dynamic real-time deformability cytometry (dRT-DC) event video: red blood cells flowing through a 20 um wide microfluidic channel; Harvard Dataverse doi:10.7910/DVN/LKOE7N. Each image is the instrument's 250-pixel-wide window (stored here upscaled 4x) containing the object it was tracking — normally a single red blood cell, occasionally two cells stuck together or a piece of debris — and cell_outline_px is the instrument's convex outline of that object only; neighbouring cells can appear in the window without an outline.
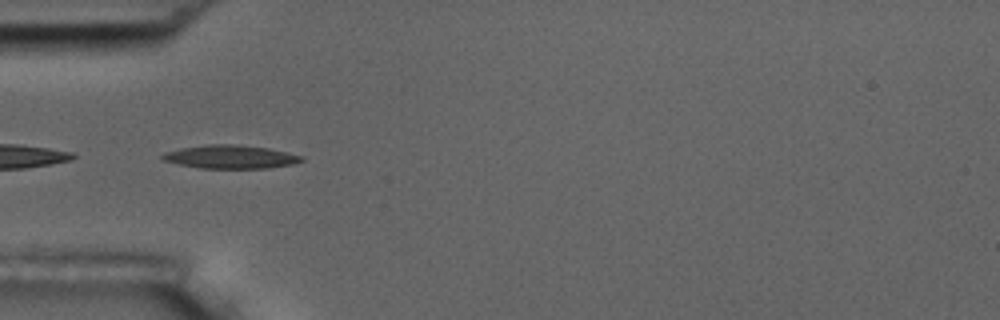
{"species": "common noctule bat (a hibernating species)", "species_latin": "Nyctalus noctula", "temperature_condition": "room temperature", "stored_images_in_passage": 39, "camera_frame_rate_fps": 3000, "um_per_image_px": 0.085, "animal": {"sex": "male", "body_mass_g": 17.5, "forearm_length_mm": 52.3}, "frame": {"image": 1, "passage_image": 1, "time_ms": 0.0, "image_size_px": [1000, 320], "cell_outline_px": [[304, 160], [292, 164], [268, 168], [200, 168], [160, 160], [160, 156], [164, 152], [180, 148], [208, 144], [232, 144], [268, 148], [304, 156]], "centroid_in_image_um": [19.56, 13.33], "position_along_channel_um": 65.4, "area_um2": 18.96}, "authors_computed_cell_mechanics": {"area_um2": 17.7446, "velocity_mm_per_s": 3.652, "shape_relaxation_time_tau1_ms": 6.1875, "shape_relaxation_time_tau2_ms": 7.2692, "deformation_change_tau1": 0.1678, "deformation_change_tau2": 0.1785}}